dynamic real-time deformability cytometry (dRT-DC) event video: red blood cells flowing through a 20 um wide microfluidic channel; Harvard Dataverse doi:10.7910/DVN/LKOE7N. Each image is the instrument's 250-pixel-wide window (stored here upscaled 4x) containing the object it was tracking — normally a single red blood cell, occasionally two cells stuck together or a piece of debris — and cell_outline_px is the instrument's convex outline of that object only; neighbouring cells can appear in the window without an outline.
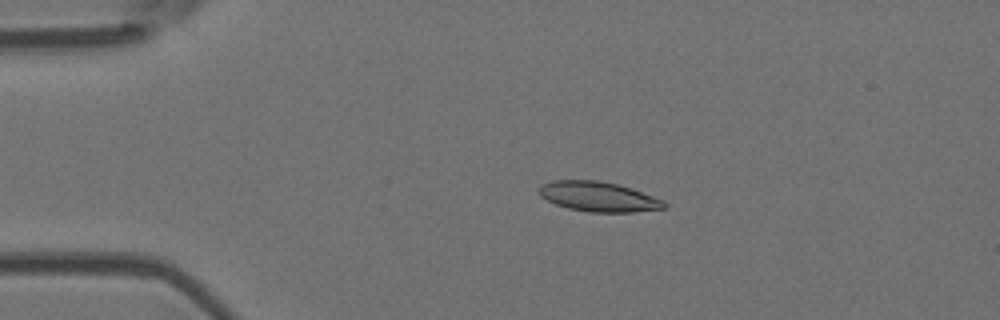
{"species": "Egyptian fruit bat (a non-hibernating species)", "species_latin": "Rousettus aegyptiacus", "temperature_condition": "room temperature", "stored_images_in_passage": 3, "camera_frame_rate_fps": 3000, "um_per_image_px": 0.085, "animal": {"sex": "female"}, "frame": {"image": 1, "passage_image": 2, "time_ms": 2.0, "image_size_px": [1000, 320], "cell_outline_px": [[668, 204], [664, 208], [632, 212], [588, 212], [568, 208], [556, 204], [540, 196], [540, 188], [544, 184], [552, 180], [596, 180], [616, 184], [632, 188], [664, 200]], "centroid_in_image_um": [50.9, 16.72], "position_along_channel_um": 34.1, "area_um2": 21.62}}